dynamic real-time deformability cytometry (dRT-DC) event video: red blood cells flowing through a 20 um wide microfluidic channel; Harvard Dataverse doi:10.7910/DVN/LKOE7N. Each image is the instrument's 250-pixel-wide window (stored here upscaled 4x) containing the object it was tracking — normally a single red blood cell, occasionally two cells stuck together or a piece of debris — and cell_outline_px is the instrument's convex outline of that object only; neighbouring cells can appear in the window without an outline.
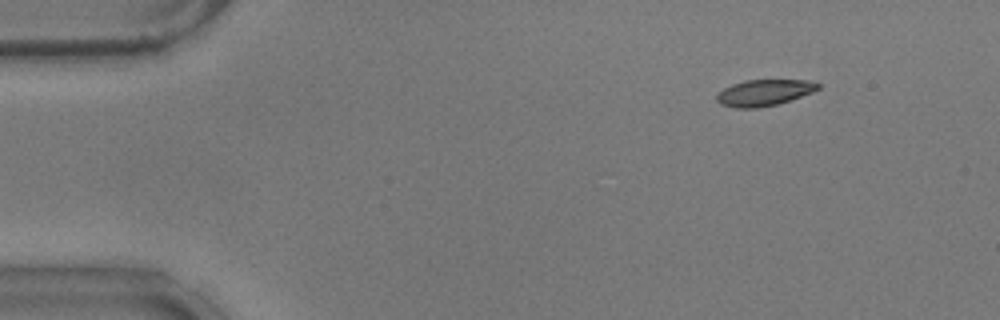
{"species": "common noctule bat (a hibernating species)", "species_latin": "Nyctalus noctula", "temperature_condition": "warm", "stored_images_in_passage": 49, "camera_frame_rate_fps": 3000, "um_per_image_px": 0.085, "animal": {"sex": "male", "body_mass_g": 17.9}, "frame": {"image": 1, "passage_image": 1, "time_ms": 0.0, "image_size_px": [1000, 320], "cell_outline_px": [[820, 88], [812, 92], [776, 104], [756, 108], [736, 108], [720, 104], [716, 100], [716, 96], [724, 88], [732, 84], [744, 80], [804, 80], [820, 84]], "centroid_in_image_um": [64.91, 7.87], "position_along_channel_um": 20.1, "area_um2": 15.26}}
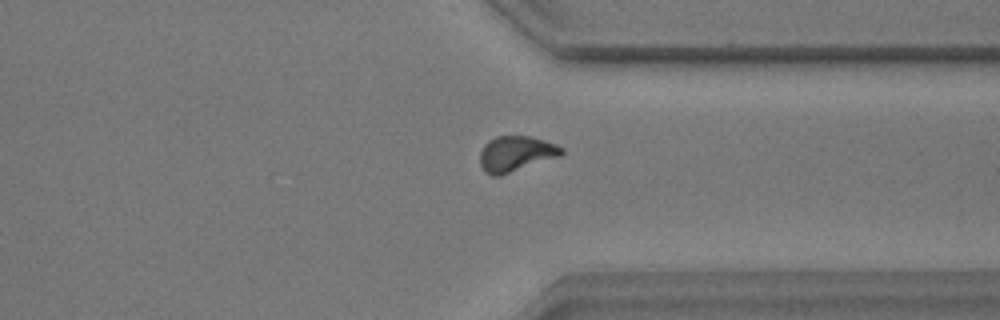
{"frame": {"image": 2, "passage_image": 36, "time_ms": 11.667, "image_size_px": [1000, 320], "cell_outline_px": [[564, 152], [560, 156], [500, 176], [492, 176], [484, 172], [480, 164], [480, 152], [484, 144], [488, 140], [496, 136], [532, 136], [556, 144], [564, 148]], "centroid_in_image_um": [43.84, 13.07], "position_along_channel_um": 367.6, "area_um2": 17.05}}
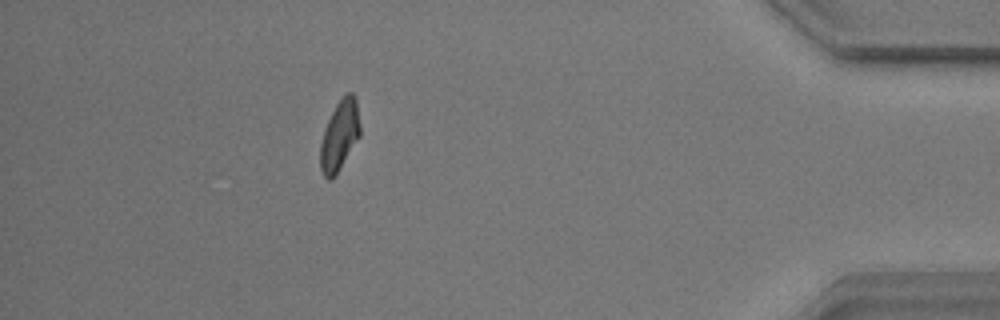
{"frame": {"image": 3, "passage_image": 43, "time_ms": 14.0, "image_size_px": [1000, 320], "cell_outline_px": [[360, 136], [340, 168], [332, 180], [328, 180], [324, 176], [320, 168], [320, 144], [324, 128], [336, 104], [348, 92], [352, 92], [356, 96], [360, 124]], "centroid_in_image_um": [28.87, 11.52], "position_along_channel_um": 406.3, "area_um2": 16.3}, "authors_computed_cell_mechanics": {"area_um2": 16.5308, "velocity_mm_per_s": 3.7319, "shape_relaxation_time_tau1_ms": 3.4059, "shape_relaxation_time_tau2_ms": 2.6482, "deformation_change_tau1": 0.1226, "deformation_change_tau2": 0.0729}}